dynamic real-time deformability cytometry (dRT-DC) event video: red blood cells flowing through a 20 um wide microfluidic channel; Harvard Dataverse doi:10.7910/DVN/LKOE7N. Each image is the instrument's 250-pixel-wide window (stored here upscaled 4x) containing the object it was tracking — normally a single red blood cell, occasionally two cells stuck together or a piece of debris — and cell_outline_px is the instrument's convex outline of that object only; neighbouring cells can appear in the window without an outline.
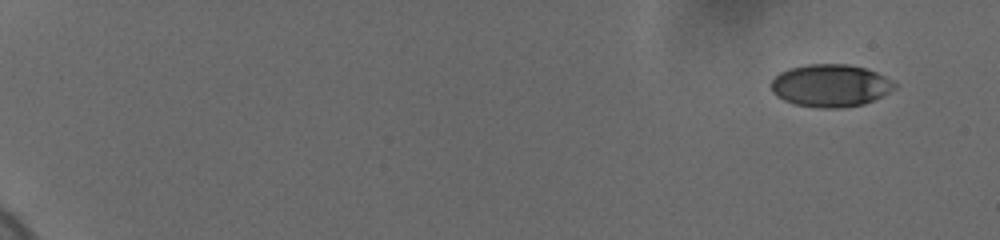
{"species": "human", "species_latin": "Homo sapiens", "temperature_condition": "cold", "stored_images_in_passage": 56, "camera_frame_rate_fps": 3000, "um_per_image_px": 0.085, "donor": {"sex": "female"}, "frame": {"image": 1, "passage_image": 1, "time_ms": 0.0, "image_size_px": [1000, 240], "cell_outline_px": [[896, 88], [864, 104], [840, 108], [820, 108], [796, 104], [784, 100], [776, 96], [772, 92], [772, 80], [780, 72], [788, 68], [808, 64], [848, 64], [864, 68], [876, 72], [884, 76], [896, 84]], "centroid_in_image_um": [70.56, 7.27], "position_along_channel_um": 14.4, "area_um2": 30.4}}
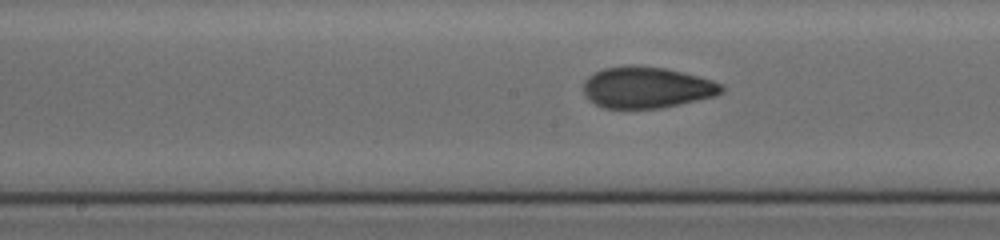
{"frame": {"image": 2, "passage_image": 31, "time_ms": 10.0, "image_size_px": [1000, 240], "cell_outline_px": [[724, 92], [716, 96], [660, 108], [604, 108], [588, 100], [584, 92], [584, 80], [588, 76], [604, 68], [628, 64], [632, 64], [664, 68], [684, 72], [712, 80], [724, 84]], "centroid_in_image_um": [54.98, 7.42], "position_along_channel_um": 193.2, "area_um2": 33.47}}
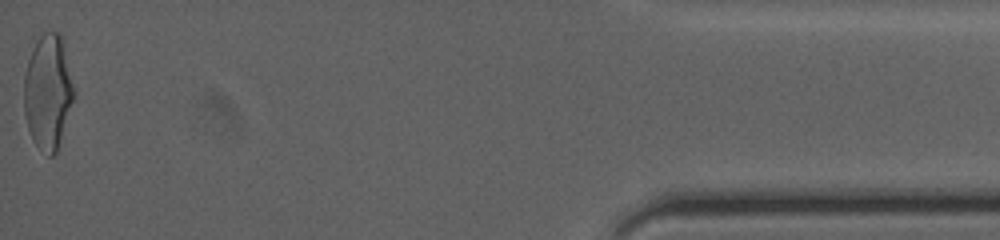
{"frame": {"image": 3, "passage_image": 56, "time_ms": 18.333, "image_size_px": [1000, 240], "cell_outline_px": [[76, 92], [56, 152], [52, 156], [48, 156], [32, 140], [28, 128], [24, 112], [24, 76], [28, 60], [32, 48], [40, 36], [44, 32], [60, 32], [64, 36]], "centroid_in_image_um": [4.11, 7.74], "position_along_channel_um": 431.1, "area_um2": 33.87}, "authors_computed_cell_mechanics": {"area_um2": 32.0212, "velocity_mm_per_s": 3.6944, "shape_relaxation_time_tau1_ms": 5.1596, "shape_relaxation_time_tau2_ms": 1.494, "deformation_change_tau1": 0.1757, "deformation_change_tau2": 0.0608}}